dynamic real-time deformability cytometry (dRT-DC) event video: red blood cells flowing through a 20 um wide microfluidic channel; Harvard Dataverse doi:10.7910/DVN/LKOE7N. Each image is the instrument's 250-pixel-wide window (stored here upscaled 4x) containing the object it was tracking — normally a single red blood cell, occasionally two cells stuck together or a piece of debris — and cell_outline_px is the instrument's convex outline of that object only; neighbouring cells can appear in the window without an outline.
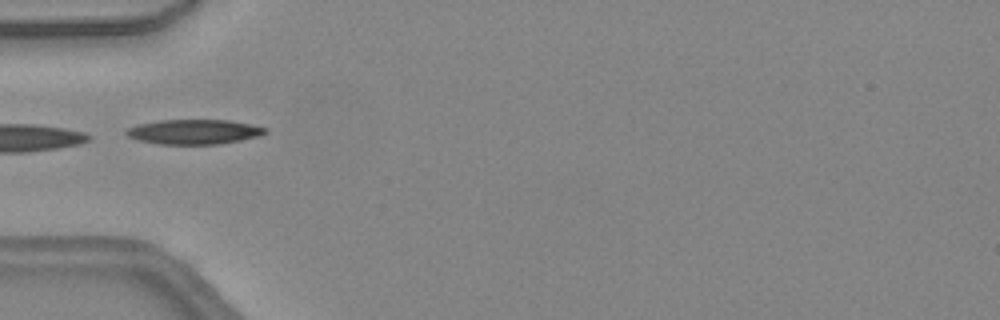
{"species": "common noctule bat (a hibernating species)", "species_latin": "Nyctalus noctula", "temperature_condition": "warm", "stored_images_in_passage": 20, "camera_frame_rate_fps": 3000, "um_per_image_px": 0.085, "animal": {"sex": "female", "body_mass_g": 24.6, "forearm_length_mm": 56.2}, "frame": {"image": 1, "passage_image": 1, "time_ms": 0.0, "image_size_px": [1000, 320], "cell_outline_px": [[268, 132], [260, 136], [220, 144], [160, 144], [136, 140], [128, 136], [124, 132], [128, 128], [140, 124], [160, 120], [228, 120], [268, 128]], "centroid_in_image_um": [16.5, 11.21], "position_along_channel_um": 68.5, "area_um2": 20.0}}